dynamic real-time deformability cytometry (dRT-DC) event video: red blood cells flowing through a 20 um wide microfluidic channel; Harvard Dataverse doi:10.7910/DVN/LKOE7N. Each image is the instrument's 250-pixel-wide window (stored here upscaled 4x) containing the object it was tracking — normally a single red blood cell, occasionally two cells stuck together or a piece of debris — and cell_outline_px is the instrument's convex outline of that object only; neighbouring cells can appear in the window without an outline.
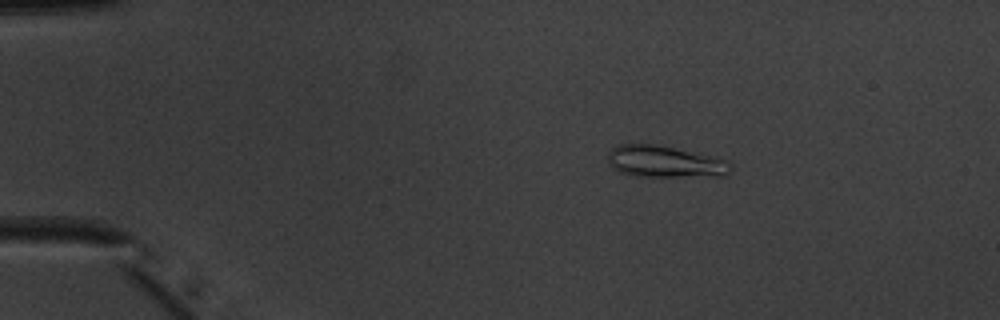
{"species": "common noctule bat (a hibernating species)", "species_latin": "Nyctalus noctula", "temperature_condition": "warm", "stored_images_in_passage": 44, "camera_frame_rate_fps": 3000, "um_per_image_px": 0.085, "animal": {"sex": "male", "body_mass_g": 20.1, "forearm_length_mm": 53.5}, "frame": {"image": 1, "passage_image": 2, "time_ms": 0.333, "image_size_px": [1000, 320], "cell_outline_px": [[732, 168], [724, 176], [640, 176], [620, 172], [612, 168], [608, 164], [608, 152], [612, 148], [620, 144], [656, 144], [728, 160], [732, 164]], "centroid_in_image_um": [56.49, 13.74], "position_along_channel_um": 28.5, "area_um2": 22.54}}
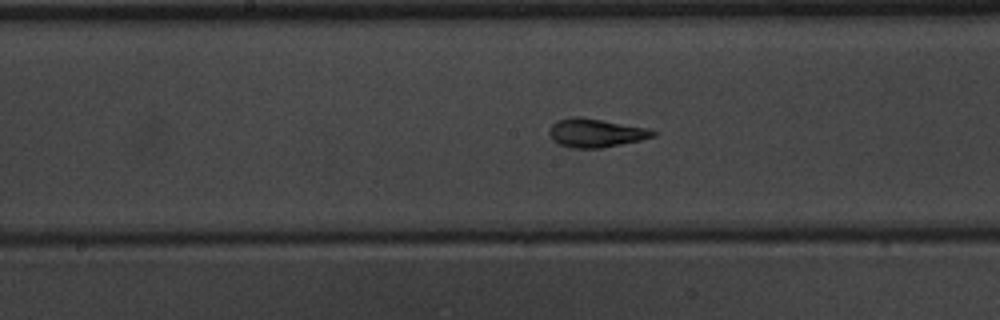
{"frame": {"image": 2, "passage_image": 20, "time_ms": 6.333, "image_size_px": [1000, 320], "cell_outline_px": [[660, 132], [656, 136], [640, 140], [600, 148], [568, 148], [552, 140], [548, 132], [548, 128], [556, 120], [572, 116], [580, 116], [648, 128]], "centroid_in_image_um": [50.62, 11.29], "position_along_channel_um": 197.6, "area_um2": 17.51}}
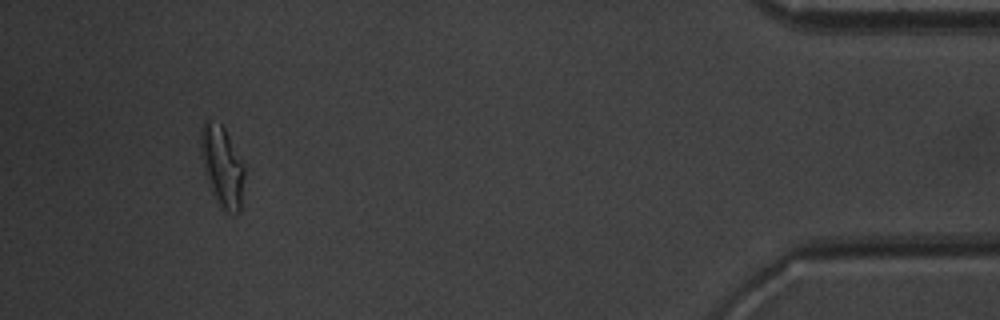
{"frame": {"image": 3, "passage_image": 41, "time_ms": 13.333, "image_size_px": [1000, 320], "cell_outline_px": [[244, 176], [240, 212], [224, 212], [220, 208], [212, 192], [204, 168], [200, 148], [200, 128], [204, 120], [208, 120], [220, 124], [224, 128], [244, 168]], "centroid_in_image_um": [18.86, 14.15], "position_along_channel_um": 416.3, "area_um2": 20.06}, "authors_computed_cell_mechanics": {"area_um2": 17.3689, "velocity_mm_per_s": 3.98, "shape_relaxation_time_tau1_ms": 4.6549, "shape_relaxation_time_tau2_ms": 0.7506, "deformation_change_tau1": 0.2009, "deformation_change_tau2": 0.0831}}